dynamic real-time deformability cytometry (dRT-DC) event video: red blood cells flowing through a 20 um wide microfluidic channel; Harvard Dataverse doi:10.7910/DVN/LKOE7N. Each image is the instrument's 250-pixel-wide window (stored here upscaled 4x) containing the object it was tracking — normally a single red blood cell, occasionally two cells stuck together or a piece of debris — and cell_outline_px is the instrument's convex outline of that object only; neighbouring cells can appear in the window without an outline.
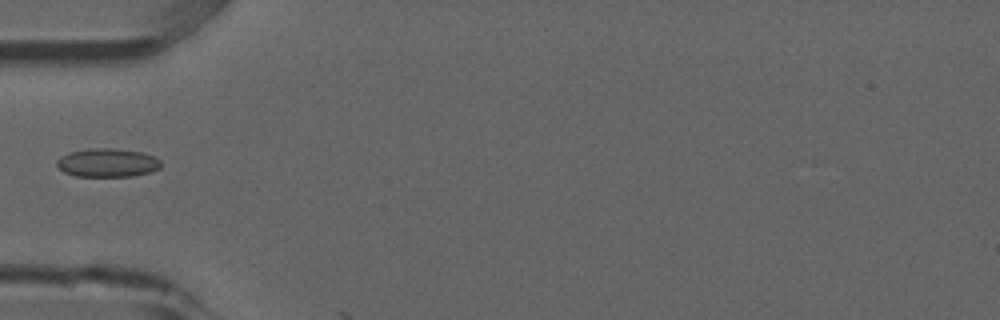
{"species": "common noctule bat (a hibernating species)", "species_latin": "Nyctalus noctula", "temperature_condition": "room temperature", "stored_images_in_passage": 5, "camera_frame_rate_fps": 3000, "um_per_image_px": 0.085, "animal": {"sex": "male", "forearm_length_mm": 52.5}, "frame": {"image": 1, "passage_image": 4, "time_ms": 1.0, "image_size_px": [1000, 320], "cell_outline_px": [[160, 168], [152, 172], [132, 176], [76, 176], [64, 172], [56, 164], [56, 160], [60, 156], [68, 152], [88, 148], [116, 148], [144, 152], [156, 156], [160, 160]], "centroid_in_image_um": [9.15, 13.81], "position_along_channel_um": 75.8, "area_um2": 17.63}}